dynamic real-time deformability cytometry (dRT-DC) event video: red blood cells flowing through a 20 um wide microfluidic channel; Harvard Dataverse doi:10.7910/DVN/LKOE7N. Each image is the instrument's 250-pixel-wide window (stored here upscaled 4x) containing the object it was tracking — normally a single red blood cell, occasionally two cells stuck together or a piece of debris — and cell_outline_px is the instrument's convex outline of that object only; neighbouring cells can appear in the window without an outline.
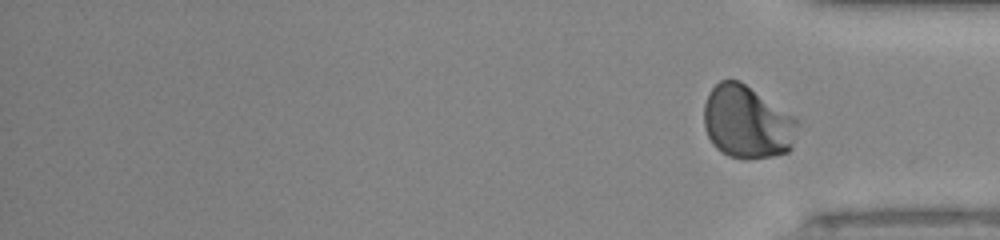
{"species": "human", "species_latin": "Homo sapiens", "temperature_condition": "room temperature", "stored_images_in_passage": 47, "segment_of_instrument_passage": [2, 2], "camera_frame_rate_fps": 3000, "um_per_image_px": 0.085, "donor": {"sex": "male"}, "frame": {"image": 1, "passage_image": 47, "time_ms": 15.333, "image_size_px": [1000, 240], "cell_outline_px": [[800, 124], [792, 148], [788, 152], [772, 156], [748, 160], [744, 160], [728, 156], [720, 152], [712, 144], [704, 128], [704, 104], [708, 92], [720, 80], [740, 80], [796, 116], [800, 120]], "centroid_in_image_um": [63.53, 10.39], "position_along_channel_um": 371.7, "area_um2": 40.69}}